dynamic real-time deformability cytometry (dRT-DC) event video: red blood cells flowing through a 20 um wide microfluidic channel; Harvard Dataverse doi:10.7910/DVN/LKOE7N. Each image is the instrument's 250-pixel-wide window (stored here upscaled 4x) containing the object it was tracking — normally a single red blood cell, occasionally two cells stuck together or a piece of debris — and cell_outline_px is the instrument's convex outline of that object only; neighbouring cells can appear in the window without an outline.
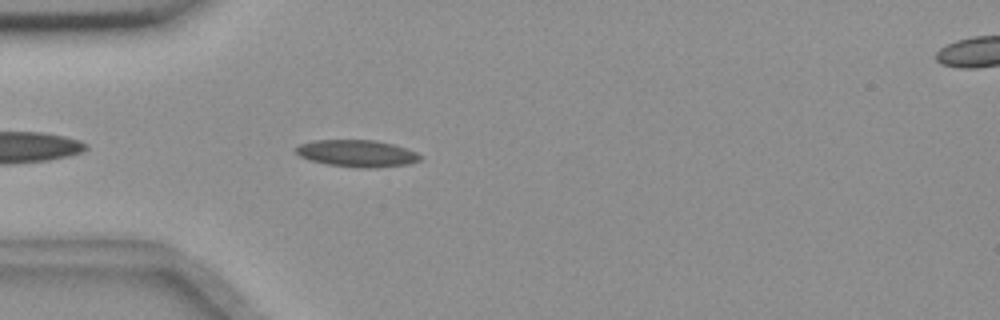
{"species": "common noctule bat (a hibernating species)", "species_latin": "Nyctalus noctula", "temperature_condition": "room temperature", "stored_images_in_passage": 43, "camera_frame_rate_fps": 3000, "um_per_image_px": 0.085, "animal": {"sex": "female", "body_mass_g": 18.4}, "frame": {"image": 1, "passage_image": 3, "time_ms": 0.667, "image_size_px": [1000, 320], "cell_outline_px": [[424, 156], [420, 160], [408, 164], [376, 168], [360, 168], [328, 164], [308, 160], [300, 156], [296, 152], [296, 148], [300, 144], [312, 140], [376, 140], [392, 144], [416, 152]], "centroid_in_image_um": [30.35, 13.04], "position_along_channel_um": 54.6, "area_um2": 19.54}}
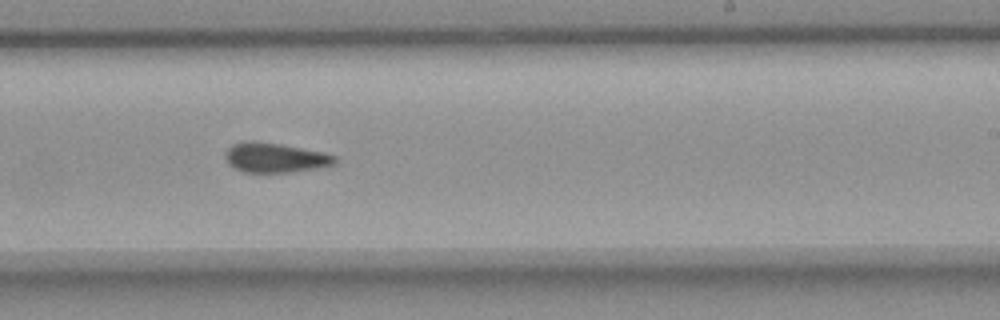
{"frame": {"image": 2, "passage_image": 21, "time_ms": 6.667, "image_size_px": [1000, 320], "cell_outline_px": [[336, 164], [316, 168], [292, 172], [244, 172], [228, 164], [224, 156], [224, 152], [232, 144], [244, 140], [252, 140], [280, 144], [324, 152], [336, 156]], "centroid_in_image_um": [23.35, 13.39], "position_along_channel_um": 265.6, "area_um2": 19.07}}
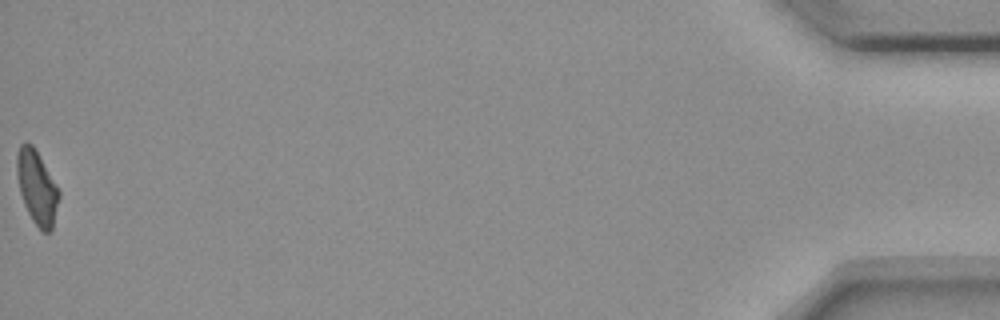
{"frame": {"image": 3, "passage_image": 43, "time_ms": 14.0, "image_size_px": [1000, 320], "cell_outline_px": [[60, 196], [52, 228], [48, 232], [44, 232], [32, 220], [24, 204], [20, 192], [16, 176], [16, 152], [20, 144], [24, 140], [32, 144], [56, 184], [60, 192]], "centroid_in_image_um": [3.11, 15.88], "position_along_channel_um": 432.1, "area_um2": 18.03}, "authors_computed_cell_mechanics": {"area_um2": 18.9006, "velocity_mm_per_s": 3.6309, "shape_relaxation_time_tau1_ms": null, "shape_relaxation_time_tau2_ms": 2.6837, "deformation_change_tau1": null, "deformation_change_tau2": 0.0974}}